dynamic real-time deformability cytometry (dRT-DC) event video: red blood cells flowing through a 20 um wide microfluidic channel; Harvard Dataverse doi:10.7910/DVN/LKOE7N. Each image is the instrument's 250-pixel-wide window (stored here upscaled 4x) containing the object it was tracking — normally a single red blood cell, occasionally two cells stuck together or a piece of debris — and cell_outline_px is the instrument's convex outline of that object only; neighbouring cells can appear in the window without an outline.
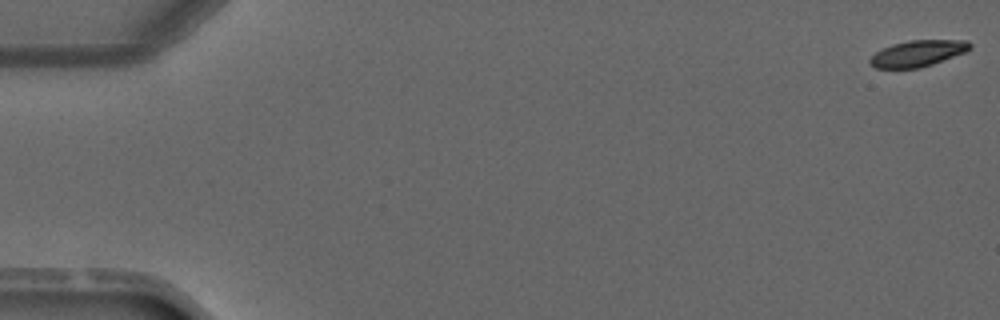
{"species": "common noctule bat (a hibernating species)", "species_latin": "Nyctalus noctula", "temperature_condition": "warm", "stored_images_in_passage": 6, "camera_frame_rate_fps": 3000, "um_per_image_px": 0.085, "animal": {"sex": "male", "forearm_length_mm": 52.5}, "frame": {"image": 1, "passage_image": 1, "time_ms": 0.0, "image_size_px": [1000, 320], "cell_outline_px": [[972, 48], [964, 52], [932, 64], [920, 68], [876, 68], [868, 60], [876, 52], [892, 44], [908, 40], [968, 40], [972, 44]], "centroid_in_image_um": [78.03, 4.53], "position_along_channel_um": 7.0, "area_um2": 15.14}}
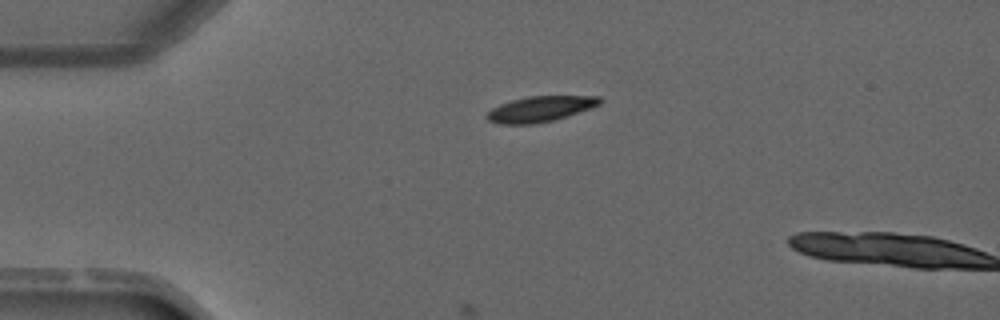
{"frame": {"image": 2, "passage_image": 3, "time_ms": 3.333, "image_size_px": [1000, 320], "cell_outline_px": [[600, 104], [552, 120], [536, 124], [496, 124], [488, 120], [484, 116], [492, 108], [500, 104], [512, 100], [528, 96], [600, 96]], "centroid_in_image_um": [45.83, 9.26], "position_along_channel_um": 39.2, "area_um2": 16.53}}